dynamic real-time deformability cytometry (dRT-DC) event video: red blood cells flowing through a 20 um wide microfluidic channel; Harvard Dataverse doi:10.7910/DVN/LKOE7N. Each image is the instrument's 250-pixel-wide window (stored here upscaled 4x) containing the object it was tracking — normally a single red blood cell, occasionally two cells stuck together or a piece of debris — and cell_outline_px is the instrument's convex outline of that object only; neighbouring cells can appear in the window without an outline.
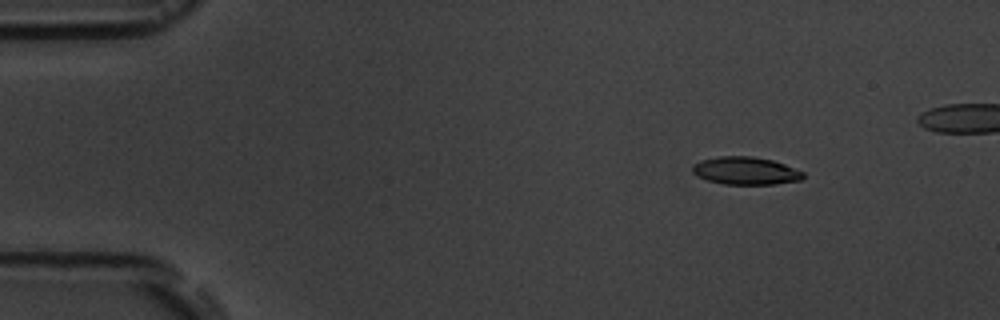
{"species": "common noctule bat (a hibernating species)", "species_latin": "Nyctalus noctula", "temperature_condition": "room temperature", "stored_images_in_passage": 6, "camera_frame_rate_fps": 3000, "um_per_image_px": 0.085, "animal": {"sex": "male", "body_mass_g": 19.5, "forearm_length_mm": 54.6}, "frame": {"image": 1, "passage_image": 3, "time_ms": 2.0, "image_size_px": [1000, 320], "cell_outline_px": [[804, 176], [800, 180], [776, 184], [724, 184], [708, 180], [696, 176], [692, 172], [692, 164], [700, 160], [720, 156], [752, 156], [772, 160], [784, 164], [804, 172]], "centroid_in_image_um": [63.35, 14.51], "position_along_channel_um": 21.7, "area_um2": 17.92}}